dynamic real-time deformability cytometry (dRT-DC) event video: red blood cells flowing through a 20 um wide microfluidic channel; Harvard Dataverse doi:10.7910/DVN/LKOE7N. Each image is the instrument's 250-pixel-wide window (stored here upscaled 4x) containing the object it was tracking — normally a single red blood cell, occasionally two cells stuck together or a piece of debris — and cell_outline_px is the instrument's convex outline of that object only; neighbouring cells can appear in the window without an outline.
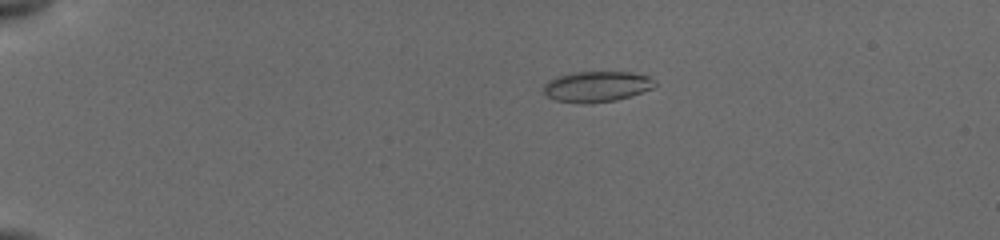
{"species": "common noctule bat (a hibernating species)", "species_latin": "Nyctalus noctula", "temperature_condition": "cold", "stored_images_in_passage": 10, "camera_frame_rate_fps": 3000, "um_per_image_px": 0.085, "animal": {"sex": "female", "body_mass_g": 19.5, "forearm_length_mm": 54.1}, "frame": {"image": 1, "passage_image": 1, "time_ms": 0.0, "image_size_px": [1000, 240], "cell_outline_px": [[656, 84], [652, 88], [632, 96], [616, 100], [584, 104], [580, 104], [556, 100], [548, 96], [544, 92], [544, 84], [548, 80], [556, 76], [576, 72], [632, 72], [652, 76], [656, 80]], "centroid_in_image_um": [50.76, 7.35], "position_along_channel_um": 34.2, "area_um2": 20.11}}
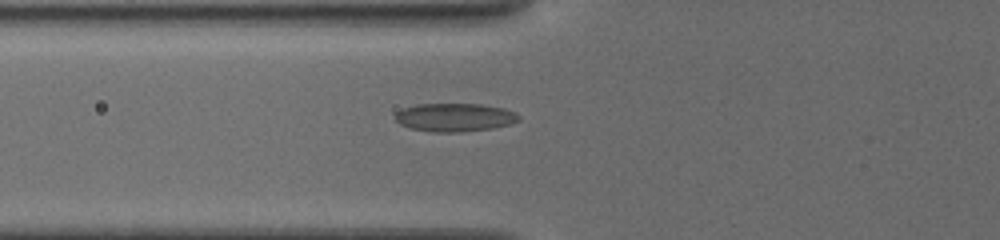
{"frame": {"image": 2, "passage_image": 7, "time_ms": 3.333, "image_size_px": [1000, 240], "cell_outline_px": [[520, 120], [508, 124], [492, 128], [460, 132], [432, 132], [408, 128], [400, 124], [396, 120], [396, 112], [404, 108], [416, 104], [480, 104], [504, 108], [516, 112], [520, 116]], "centroid_in_image_um": [38.65, 9.97], "position_along_channel_um": 87.2, "area_um2": 20.4}}
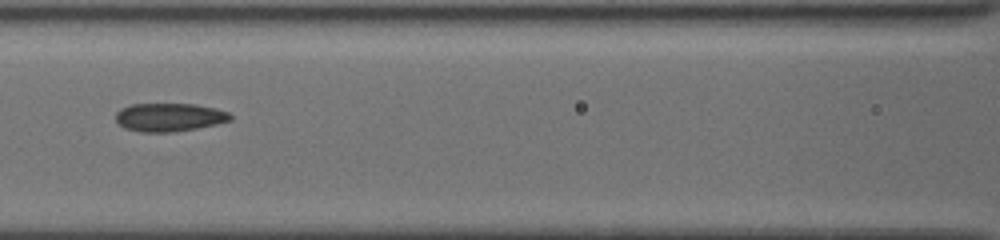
{"frame": {"image": 3, "passage_image": 9, "time_ms": 5.0, "image_size_px": [1000, 240], "cell_outline_px": [[232, 120], [216, 124], [196, 128], [172, 132], [140, 132], [124, 128], [116, 120], [116, 112], [120, 108], [132, 104], [196, 104], [216, 108], [228, 112], [232, 116]], "centroid_in_image_um": [14.39, 9.96], "position_along_channel_um": 152.2, "area_um2": 18.96}}